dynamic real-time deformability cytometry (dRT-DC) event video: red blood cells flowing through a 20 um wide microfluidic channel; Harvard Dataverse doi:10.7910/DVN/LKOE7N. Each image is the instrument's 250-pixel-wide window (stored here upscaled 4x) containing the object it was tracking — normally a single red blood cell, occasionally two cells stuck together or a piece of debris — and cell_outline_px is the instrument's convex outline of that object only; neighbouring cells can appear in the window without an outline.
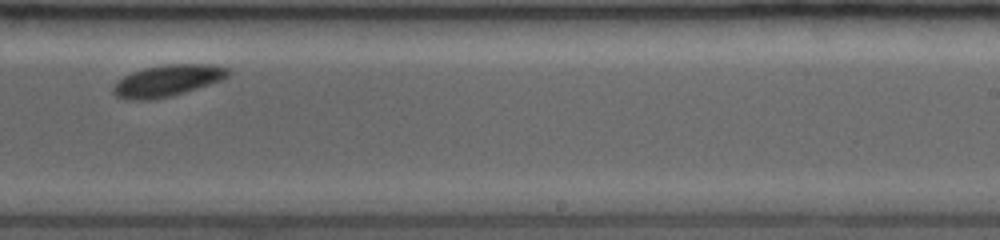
{"species": "common noctule bat (a hibernating species)", "species_latin": "Nyctalus noctula", "temperature_condition": "room temperature", "stored_images_in_passage": 12, "camera_frame_rate_fps": 3500, "um_per_image_px": 0.085, "animal": {"sex": "female", "body_mass_g": 19.0, "forearm_length_mm": 53.3}, "frame": {"image": 1, "passage_image": 9, "time_ms": 6.286, "image_size_px": [1000, 240], "cell_outline_px": [[232, 72], [228, 76], [220, 80], [172, 96], [152, 100], [124, 100], [116, 96], [112, 92], [112, 88], [124, 76], [132, 72], [144, 68], [164, 64], [212, 64], [228, 68]], "centroid_in_image_um": [14.22, 6.86], "position_along_channel_um": 274.8, "area_um2": 21.1}}
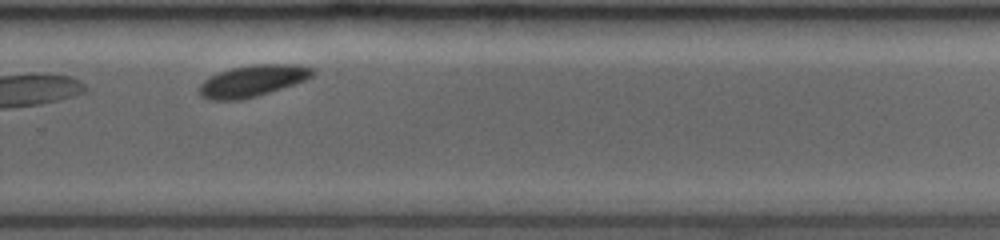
{"frame": {"image": 2, "passage_image": 10, "time_ms": 7.143, "image_size_px": [1000, 240], "cell_outline_px": [[316, 72], [312, 76], [304, 80], [256, 96], [240, 100], [208, 100], [200, 96], [200, 84], [204, 80], [220, 72], [232, 68], [252, 64], [300, 64], [316, 68]], "centroid_in_image_um": [21.49, 6.86], "position_along_channel_um": 308.3, "area_um2": 20.69}}